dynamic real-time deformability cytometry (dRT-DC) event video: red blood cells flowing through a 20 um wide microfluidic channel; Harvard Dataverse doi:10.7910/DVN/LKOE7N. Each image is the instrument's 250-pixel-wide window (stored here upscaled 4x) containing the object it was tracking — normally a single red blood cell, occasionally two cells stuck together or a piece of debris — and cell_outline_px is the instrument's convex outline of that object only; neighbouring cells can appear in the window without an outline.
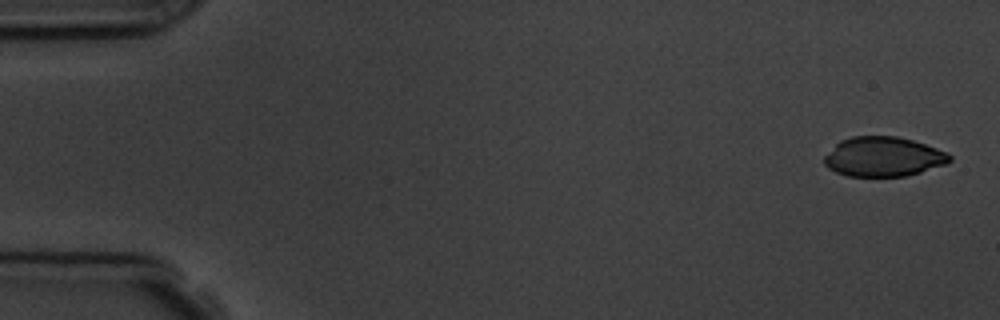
{"species": "common noctule bat (a hibernating species)", "species_latin": "Nyctalus noctula", "temperature_condition": "room temperature", "stored_images_in_passage": 5, "camera_frame_rate_fps": 3000, "um_per_image_px": 0.085, "animal": {"sex": "male", "body_mass_g": 19.5, "forearm_length_mm": 54.6}, "frame": {"image": 1, "passage_image": 1, "time_ms": 0.0, "image_size_px": [1000, 320], "cell_outline_px": [[952, 160], [948, 164], [908, 176], [848, 176], [836, 172], [828, 168], [824, 164], [824, 156], [840, 140], [852, 136], [896, 136], [912, 140], [948, 152], [952, 156]], "centroid_in_image_um": [75.11, 13.33], "position_along_channel_um": 9.9, "area_um2": 29.13}}